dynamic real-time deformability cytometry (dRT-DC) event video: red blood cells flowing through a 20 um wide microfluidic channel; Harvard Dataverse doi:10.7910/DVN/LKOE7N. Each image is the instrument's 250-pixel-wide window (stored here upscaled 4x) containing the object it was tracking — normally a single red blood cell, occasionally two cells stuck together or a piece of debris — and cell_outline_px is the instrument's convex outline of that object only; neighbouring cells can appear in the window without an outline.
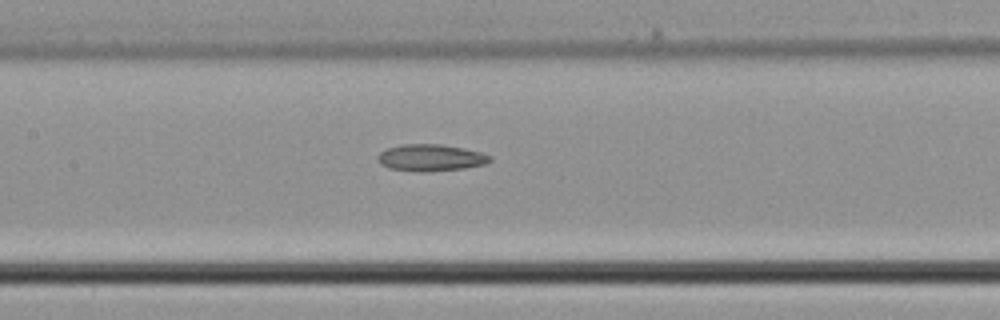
{"species": "common noctule bat (a hibernating species)", "species_latin": "Nyctalus noctula", "temperature_condition": "cold", "stored_images_in_passage": 5, "camera_frame_rate_fps": 3000, "um_per_image_px": 0.085, "animal": {"sex": "male", "body_mass_g": 21.5, "forearm_length_mm": 52.0}, "frame": {"image": 1, "passage_image": 4, "time_ms": 1.0, "image_size_px": [1000, 320], "cell_outline_px": [[492, 160], [488, 164], [464, 168], [428, 172], [420, 172], [388, 168], [380, 164], [376, 156], [380, 152], [388, 148], [400, 144], [440, 144], [464, 148], [480, 152], [492, 156]], "centroid_in_image_um": [36.62, 13.41], "position_along_channel_um": 170.8, "area_um2": 17.74}}